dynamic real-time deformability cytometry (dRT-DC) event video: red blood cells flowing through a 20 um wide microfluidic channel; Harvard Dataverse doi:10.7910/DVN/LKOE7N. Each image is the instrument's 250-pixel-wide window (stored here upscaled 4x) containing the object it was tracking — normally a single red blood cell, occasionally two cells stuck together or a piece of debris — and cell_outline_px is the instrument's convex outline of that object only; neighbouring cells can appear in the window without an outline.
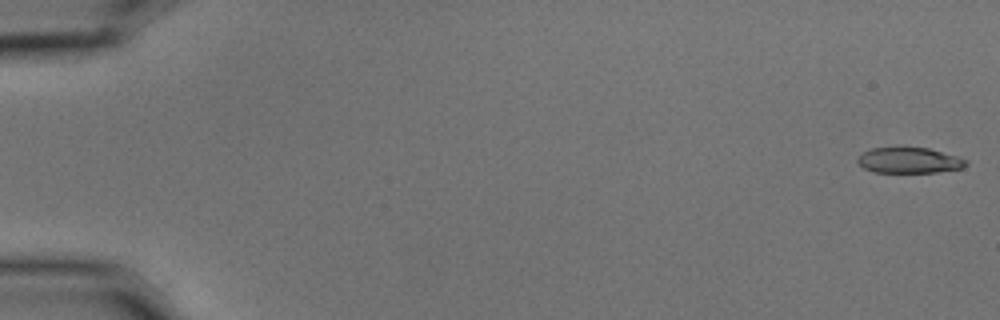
{"species": "common noctule bat (a hibernating species)", "species_latin": "Nyctalus noctula", "temperature_condition": "cold", "stored_images_in_passage": 5, "camera_frame_rate_fps": 3000, "um_per_image_px": 0.085, "animal": {"sex": "male", "body_mass_g": 15.6}, "frame": {"image": 1, "passage_image": 1, "time_ms": 0.0, "image_size_px": [1000, 320], "cell_outline_px": [[968, 164], [964, 168], [936, 172], [872, 172], [864, 168], [856, 160], [864, 152], [872, 148], [928, 148], [956, 156], [968, 160]], "centroid_in_image_um": [77.31, 13.64], "position_along_channel_um": 7.7, "area_um2": 16.01}}
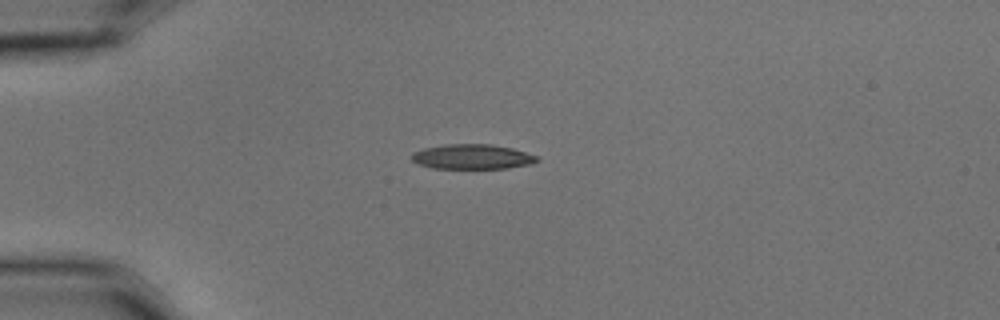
{"frame": {"image": 2, "passage_image": 5, "time_ms": 1.333, "image_size_px": [1000, 320], "cell_outline_px": [[540, 160], [532, 164], [508, 168], [432, 168], [416, 164], [412, 160], [412, 152], [424, 148], [444, 144], [492, 144], [512, 148], [540, 156]], "centroid_in_image_um": [40.17, 13.32], "position_along_channel_um": 44.8, "area_um2": 18.38}}